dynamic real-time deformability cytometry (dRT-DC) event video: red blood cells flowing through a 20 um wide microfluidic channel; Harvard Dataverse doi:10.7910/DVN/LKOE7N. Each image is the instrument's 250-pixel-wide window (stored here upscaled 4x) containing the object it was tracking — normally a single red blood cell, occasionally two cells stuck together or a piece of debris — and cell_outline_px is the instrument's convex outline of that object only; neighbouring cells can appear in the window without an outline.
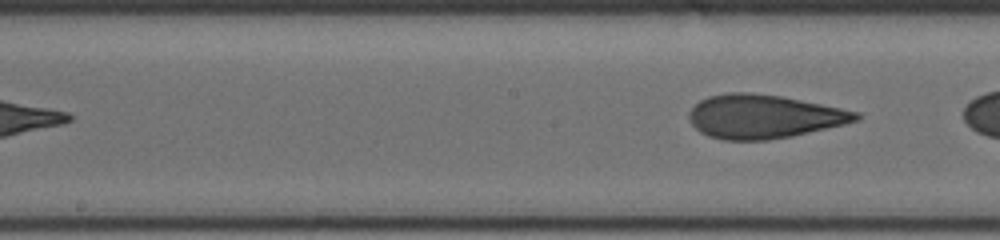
{"species": "human", "species_latin": "Homo sapiens", "temperature_condition": "cold", "stored_images_in_passage": 13, "segment_of_instrument_passage": [2, 2], "camera_frame_rate_fps": 3000, "um_per_image_px": 0.085, "donor": {"sex": "male"}, "frame": {"image": 1, "passage_image": 13, "time_ms": 5.667, "image_size_px": [1000, 240], "cell_outline_px": [[860, 116], [856, 120], [844, 124], [792, 136], [768, 140], [724, 140], [708, 136], [700, 132], [692, 124], [688, 116], [688, 112], [700, 100], [708, 96], [728, 92], [748, 92], [780, 96], [860, 112]], "centroid_in_image_um": [64.87, 9.9], "position_along_channel_um": 183.3, "area_um2": 42.25}}